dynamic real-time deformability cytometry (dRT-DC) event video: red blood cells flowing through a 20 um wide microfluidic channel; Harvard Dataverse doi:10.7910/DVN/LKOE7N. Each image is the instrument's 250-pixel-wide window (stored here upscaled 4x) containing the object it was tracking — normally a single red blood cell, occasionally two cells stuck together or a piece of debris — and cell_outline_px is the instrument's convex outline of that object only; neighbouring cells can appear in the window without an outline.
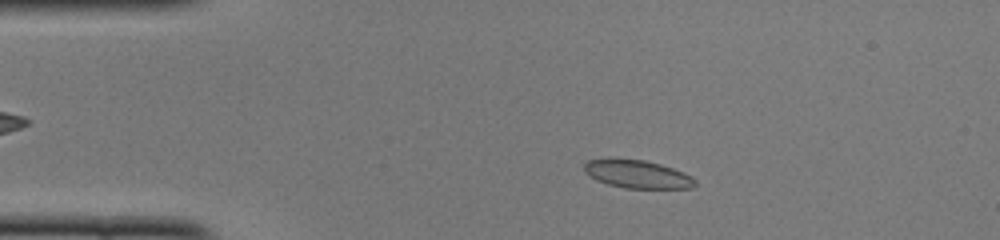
{"species": "common noctule bat (a hibernating species)", "species_latin": "Nyctalus noctula", "temperature_condition": "cold", "stored_images_in_passage": 49, "camera_frame_rate_fps": 3000, "um_per_image_px": 0.085, "animal": {"sex": "female", "body_mass_g": 22.0, "forearm_length_mm": 56.7}, "frame": {"image": 1, "passage_image": 8, "time_ms": 2.333, "image_size_px": [1000, 240], "cell_outline_px": [[696, 184], [692, 188], [624, 188], [608, 184], [596, 180], [584, 172], [584, 164], [588, 160], [608, 156], [644, 160], [660, 164], [684, 172], [692, 176], [696, 180]], "centroid_in_image_um": [54.12, 14.77], "position_along_channel_um": 30.9, "area_um2": 18.61}}
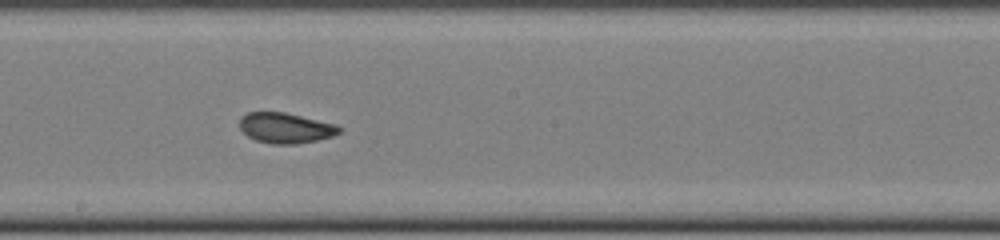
{"frame": {"image": 2, "passage_image": 26, "time_ms": 8.333, "image_size_px": [1000, 240], "cell_outline_px": [[340, 132], [332, 136], [316, 140], [296, 144], [272, 144], [256, 140], [248, 136], [240, 128], [240, 116], [248, 112], [284, 112], [336, 124], [340, 128]], "centroid_in_image_um": [24.25, 10.87], "position_along_channel_um": 224.0, "area_um2": 17.51}}
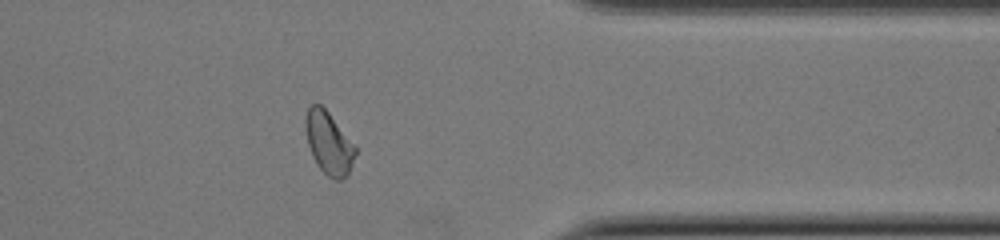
{"frame": {"image": 3, "passage_image": 39, "time_ms": 12.667, "image_size_px": [1000, 240], "cell_outline_px": [[356, 152], [348, 176], [340, 180], [332, 180], [316, 164], [312, 156], [308, 144], [304, 128], [304, 120], [308, 108], [312, 104], [320, 104], [328, 112], [356, 148]], "centroid_in_image_um": [27.92, 12.18], "position_along_channel_um": 383.5, "area_um2": 18.03}, "authors_computed_cell_mechanics": {"area_um2": 18.3226, "velocity_mm_per_s": 3.9767, "shape_relaxation_time_tau1_ms": 3.6613, "shape_relaxation_time_tau2_ms": 1.0695, "deformation_change_tau1": 0.1336, "deformation_change_tau2": 0.0598}}